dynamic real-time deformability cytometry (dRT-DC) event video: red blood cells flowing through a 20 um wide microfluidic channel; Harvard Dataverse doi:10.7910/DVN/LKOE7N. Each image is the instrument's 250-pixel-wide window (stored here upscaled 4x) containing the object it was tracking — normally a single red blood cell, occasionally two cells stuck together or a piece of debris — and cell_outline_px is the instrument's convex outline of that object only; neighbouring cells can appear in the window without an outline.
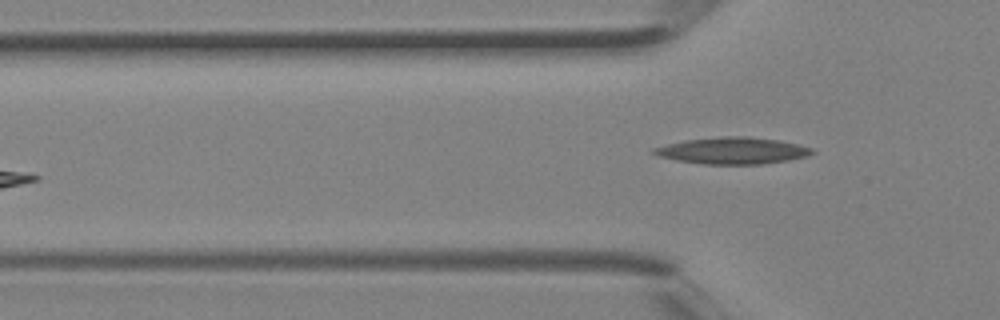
{"species": "Egyptian fruit bat (a non-hibernating species)", "species_latin": "Rousettus aegyptiacus", "temperature_condition": "room temperature", "stored_images_in_passage": 3, "camera_frame_rate_fps": 3000, "um_per_image_px": 0.085, "animal": {"sex": "female"}, "frame": {"image": 1, "passage_image": 3, "time_ms": 0.667, "image_size_px": [1000, 320], "cell_outline_px": [[816, 152], [808, 156], [788, 160], [760, 164], [704, 164], [676, 160], [660, 156], [652, 152], [652, 148], [684, 140], [720, 136], [748, 136], [780, 140], [812, 148]], "centroid_in_image_um": [62.29, 12.8], "position_along_channel_um": 63.5, "area_um2": 24.57}}